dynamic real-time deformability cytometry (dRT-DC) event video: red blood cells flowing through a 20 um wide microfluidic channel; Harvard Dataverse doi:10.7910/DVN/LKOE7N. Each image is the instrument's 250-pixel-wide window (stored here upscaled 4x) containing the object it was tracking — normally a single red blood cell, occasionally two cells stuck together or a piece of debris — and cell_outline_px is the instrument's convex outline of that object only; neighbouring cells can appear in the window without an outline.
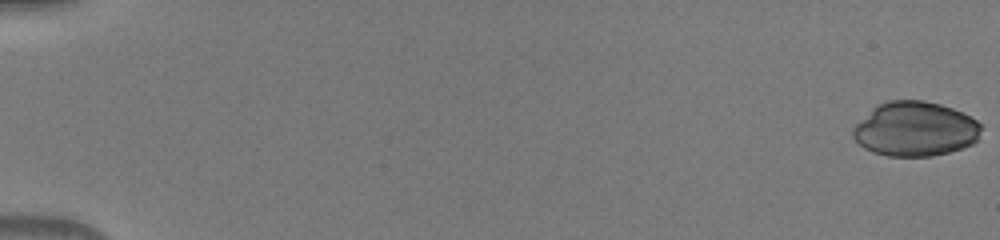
{"species": "human", "species_latin": "Homo sapiens", "temperature_condition": "warm", "stored_images_in_passage": 51, "camera_frame_rate_fps": 3000, "um_per_image_px": 0.085, "donor": {"sex": "male"}, "frame": {"image": 1, "passage_image": 1, "time_ms": 0.0, "image_size_px": [1000, 240], "cell_outline_px": [[980, 128], [976, 140], [972, 144], [948, 152], [932, 156], [888, 156], [864, 148], [852, 136], [852, 128], [876, 104], [888, 100], [924, 100], [940, 104], [952, 108], [976, 120], [980, 124]], "centroid_in_image_um": [77.75, 10.95], "position_along_channel_um": 7.3, "area_um2": 40.46}}
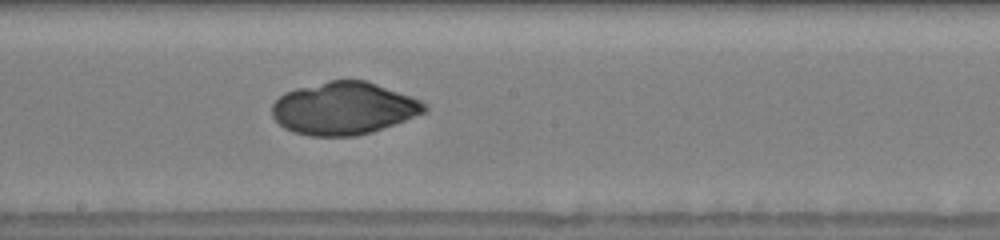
{"frame": {"image": 2, "passage_image": 30, "time_ms": 9.667, "image_size_px": [1000, 240], "cell_outline_px": [[428, 108], [424, 112], [404, 120], [372, 132], [356, 136], [308, 136], [292, 132], [284, 128], [272, 116], [272, 104], [284, 92], [296, 88], [328, 80], [368, 80], [412, 96], [428, 104]], "centroid_in_image_um": [29.21, 9.2], "position_along_channel_um": 219.0, "area_um2": 46.93}}
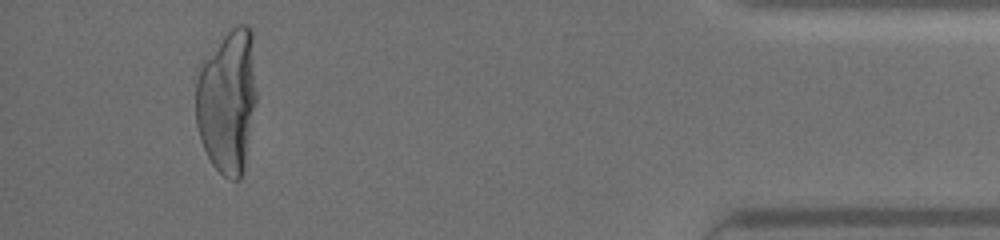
{"frame": {"image": 3, "passage_image": 48, "time_ms": 15.667, "image_size_px": [1000, 240], "cell_outline_px": [[256, 104], [244, 164], [240, 180], [228, 180], [212, 164], [200, 140], [196, 124], [196, 68], [200, 60], [236, 24], [248, 24], [252, 28], [256, 92]], "centroid_in_image_um": [19.31, 8.54], "position_along_channel_um": 415.9, "area_um2": 51.73}}